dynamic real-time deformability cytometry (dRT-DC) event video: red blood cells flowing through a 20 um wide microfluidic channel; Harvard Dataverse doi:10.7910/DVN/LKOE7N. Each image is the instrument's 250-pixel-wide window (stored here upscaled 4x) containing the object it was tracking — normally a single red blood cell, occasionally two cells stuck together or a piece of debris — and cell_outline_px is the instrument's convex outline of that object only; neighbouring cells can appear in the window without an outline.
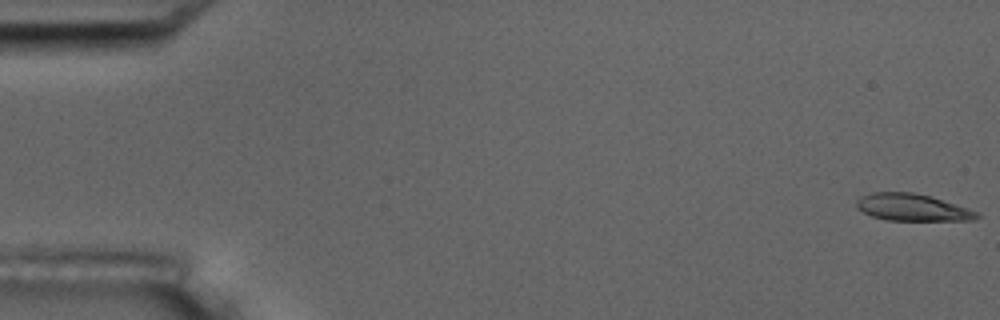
{"species": "common noctule bat (a hibernating species)", "species_latin": "Nyctalus noctula", "temperature_condition": "room temperature", "stored_images_in_passage": 6, "camera_frame_rate_fps": 3000, "um_per_image_px": 0.085, "animal": {"sex": "male", "body_mass_g": 17.5, "forearm_length_mm": 52.3}, "frame": {"image": 1, "passage_image": 1, "time_ms": 0.0, "image_size_px": [1000, 320], "cell_outline_px": [[980, 216], [972, 220], [888, 220], [872, 216], [856, 208], [856, 200], [860, 196], [872, 192], [912, 192], [932, 196], [980, 212]], "centroid_in_image_um": [77.54, 17.62], "position_along_channel_um": 7.5, "area_um2": 19.02}}
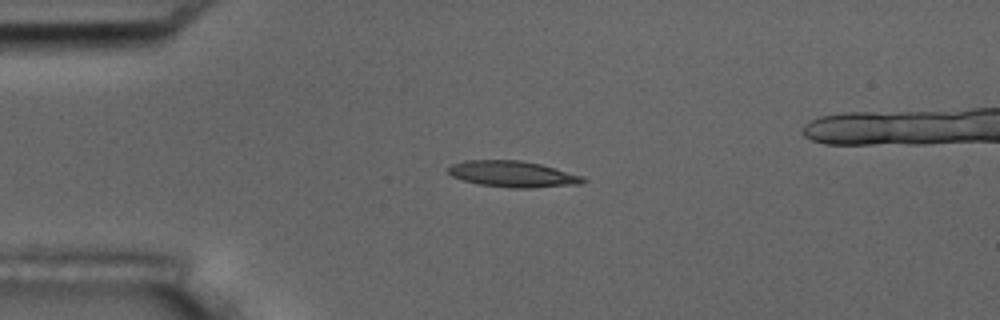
{"frame": {"image": 2, "passage_image": 4, "time_ms": 4.333, "image_size_px": [1000, 320], "cell_outline_px": [[588, 180], [580, 184], [528, 188], [512, 188], [480, 184], [464, 180], [452, 176], [448, 172], [448, 168], [452, 164], [464, 160], [520, 160], [540, 164], [584, 176]], "centroid_in_image_um": [43.6, 14.79], "position_along_channel_um": 41.4, "area_um2": 20.46}}